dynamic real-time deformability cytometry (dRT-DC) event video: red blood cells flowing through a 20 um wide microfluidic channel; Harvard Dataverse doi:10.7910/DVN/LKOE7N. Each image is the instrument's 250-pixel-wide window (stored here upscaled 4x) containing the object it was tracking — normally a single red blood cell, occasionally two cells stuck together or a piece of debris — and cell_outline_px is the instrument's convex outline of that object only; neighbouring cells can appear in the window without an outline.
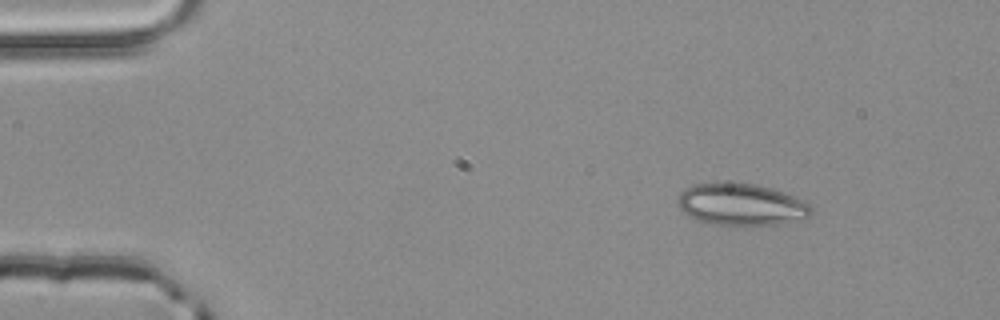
{"species": "common noctule bat (a hibernating species)", "species_latin": "Nyctalus noctula", "temperature_condition": "room temperature", "stored_images_in_passage": 3, "segment_of_instrument_passage": [1, 2], "camera_frame_rate_fps": 3000, "um_per_image_px": 0.085, "animal": {"sex": "male", "body_mass_g": 20.4}, "frame": {"image": 1, "passage_image": 1, "time_ms": 0.0, "image_size_px": [1000, 320], "cell_outline_px": [[812, 212], [808, 216], [784, 224], [712, 224], [700, 220], [684, 212], [680, 208], [676, 200], [680, 192], [684, 188], [692, 184], [756, 184], [772, 188], [784, 192], [808, 204], [812, 208]], "centroid_in_image_um": [62.99, 17.38], "position_along_channel_um": 22.0, "area_um2": 31.79}}